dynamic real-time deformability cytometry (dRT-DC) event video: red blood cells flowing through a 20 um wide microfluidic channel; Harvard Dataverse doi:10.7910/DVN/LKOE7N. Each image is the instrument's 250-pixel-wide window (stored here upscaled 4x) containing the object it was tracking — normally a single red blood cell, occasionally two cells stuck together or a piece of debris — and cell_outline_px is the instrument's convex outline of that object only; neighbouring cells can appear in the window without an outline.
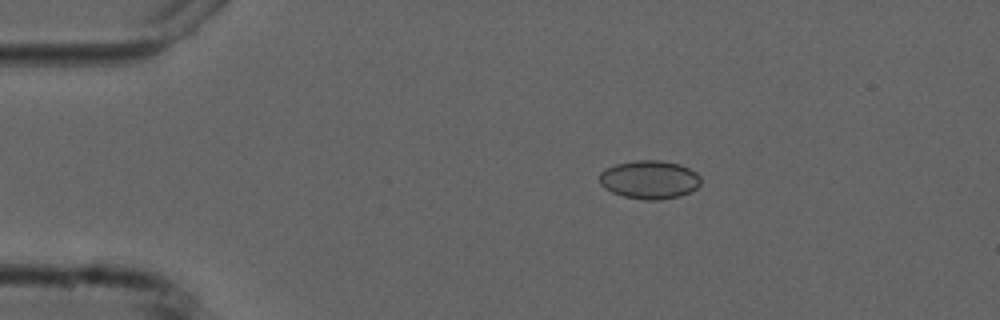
{"species": "common noctule bat (a hibernating species)", "species_latin": "Nyctalus noctula", "temperature_condition": "cold", "stored_images_in_passage": 7, "camera_frame_rate_fps": 3000, "um_per_image_px": 0.085, "animal": {"sex": "male", "forearm_length_mm": 52.5}, "frame": {"image": 1, "passage_image": 1, "time_ms": 0.0, "image_size_px": [1000, 320], "cell_outline_px": [[700, 184], [696, 188], [680, 196], [660, 200], [644, 200], [624, 196], [612, 192], [604, 188], [600, 184], [600, 172], [616, 164], [636, 160], [660, 160], [680, 164], [696, 172], [700, 176]], "centroid_in_image_um": [55.21, 15.27], "position_along_channel_um": 29.8, "area_um2": 22.66}}
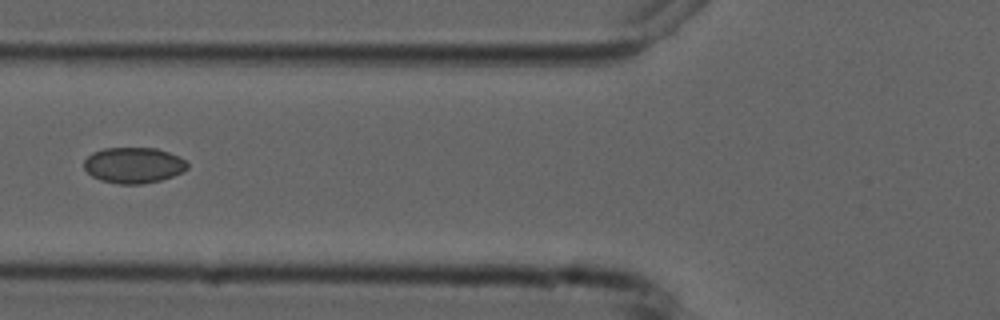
{"frame": {"image": 2, "passage_image": 4, "time_ms": 3.667, "image_size_px": [1000, 320], "cell_outline_px": [[188, 168], [172, 176], [160, 180], [140, 184], [120, 184], [100, 180], [92, 176], [84, 168], [84, 160], [92, 152], [104, 148], [156, 148], [168, 152], [184, 160], [188, 164]], "centroid_in_image_um": [11.32, 14.04], "position_along_channel_um": 114.5, "area_um2": 21.39}}
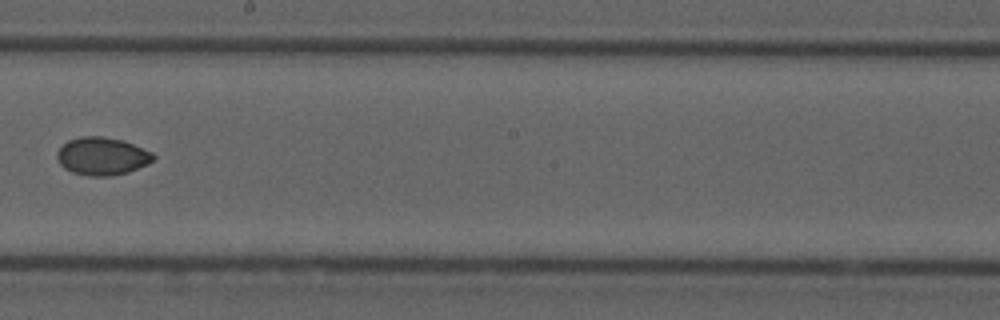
{"frame": {"image": 3, "passage_image": 7, "time_ms": 7.0, "image_size_px": [1000, 320], "cell_outline_px": [[156, 156], [148, 164], [128, 172], [112, 176], [88, 176], [72, 172], [64, 168], [60, 164], [56, 156], [56, 152], [68, 140], [80, 136], [100, 136], [120, 140], [132, 144], [152, 152]], "centroid_in_image_um": [8.66, 13.28], "position_along_channel_um": 239.5, "area_um2": 21.15}}